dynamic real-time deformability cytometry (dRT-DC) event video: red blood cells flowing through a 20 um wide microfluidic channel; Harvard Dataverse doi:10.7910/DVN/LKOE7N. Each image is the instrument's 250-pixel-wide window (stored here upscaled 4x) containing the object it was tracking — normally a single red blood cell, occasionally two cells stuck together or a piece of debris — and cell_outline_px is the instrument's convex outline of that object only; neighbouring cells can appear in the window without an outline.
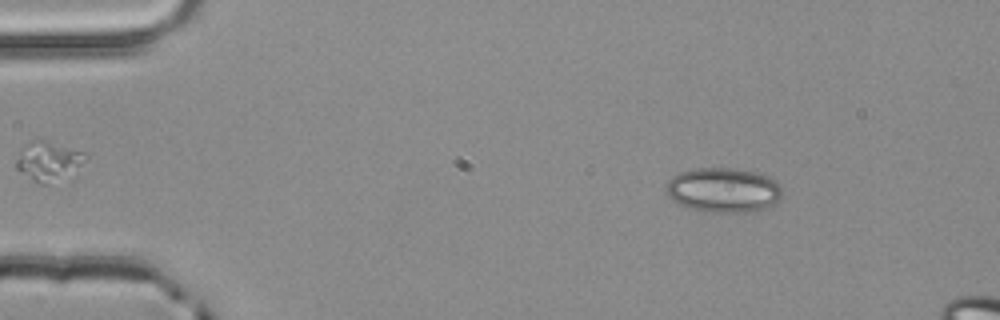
{"species": "common noctule bat (a hibernating species)", "species_latin": "Nyctalus noctula", "temperature_condition": "room temperature", "stored_images_in_passage": 3, "camera_frame_rate_fps": 3000, "um_per_image_px": 0.085, "animal": {"sex": "male", "body_mass_g": 20.4}, "frame": {"image": 1, "passage_image": 1, "time_ms": 0.0, "image_size_px": [1000, 320], "cell_outline_px": [[780, 196], [772, 204], [756, 212], [704, 212], [680, 204], [672, 200], [668, 196], [664, 188], [668, 180], [672, 176], [680, 172], [692, 168], [732, 168], [752, 172], [776, 180], [780, 188]], "centroid_in_image_um": [61.41, 16.16], "position_along_channel_um": 23.6, "area_um2": 30.06}}